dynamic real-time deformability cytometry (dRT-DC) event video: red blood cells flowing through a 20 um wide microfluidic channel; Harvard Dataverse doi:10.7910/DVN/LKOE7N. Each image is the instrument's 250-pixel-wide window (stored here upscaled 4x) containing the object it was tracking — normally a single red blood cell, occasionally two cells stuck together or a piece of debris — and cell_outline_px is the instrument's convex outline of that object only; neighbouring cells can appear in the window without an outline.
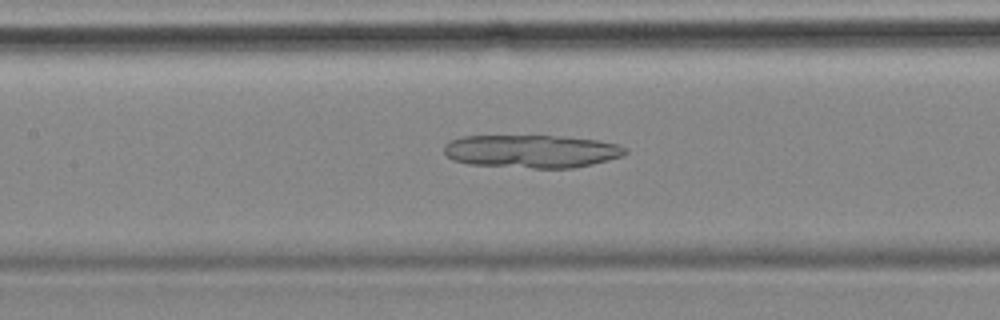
{"species": "common noctule bat (a hibernating species)", "species_latin": "Nyctalus noctula", "temperature_condition": "cold", "stored_images_in_passage": 55, "camera_frame_rate_fps": 3000, "um_per_image_px": 0.085, "animal": {"sex": "female", "body_mass_g": 18.4}, "frame": {"image": 1, "passage_image": 24, "time_ms": 7.667, "image_size_px": [1000, 320], "cell_outline_px": [[628, 152], [624, 156], [592, 164], [572, 168], [532, 168], [468, 164], [452, 160], [444, 152], [444, 144], [460, 136], [564, 136], [596, 140], [620, 144], [628, 148]], "centroid_in_image_um": [45.22, 12.86], "position_along_channel_um": 162.2, "area_um2": 35.14}}
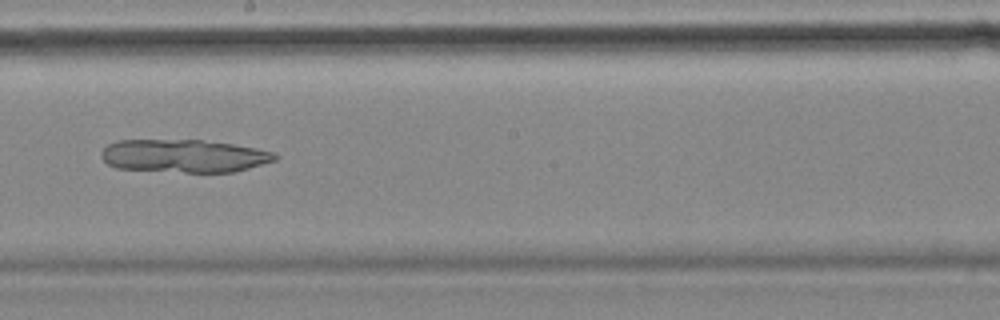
{"frame": {"image": 2, "passage_image": 30, "time_ms": 9.667, "image_size_px": [1000, 320], "cell_outline_px": [[280, 156], [276, 160], [236, 172], [184, 172], [116, 168], [108, 164], [100, 156], [100, 152], [108, 144], [116, 140], [200, 140], [232, 144], [256, 148], [276, 152]], "centroid_in_image_um": [15.66, 13.25], "position_along_channel_um": 232.5, "area_um2": 33.52}}
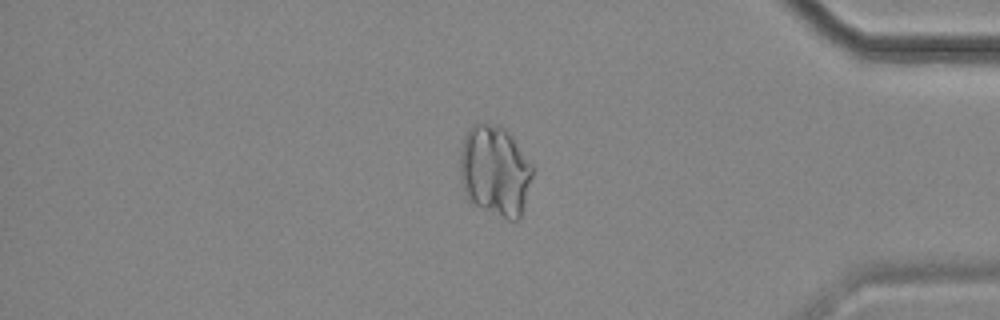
{"frame": {"image": 3, "passage_image": 46, "time_ms": 15.0, "image_size_px": [1000, 320], "cell_outline_px": [[536, 168], [520, 216], [516, 220], [508, 220], [468, 200], [460, 180], [460, 152], [464, 136], [468, 128], [472, 124], [484, 120], [500, 124], [512, 136]], "centroid_in_image_um": [42.08, 14.44], "position_along_channel_um": 393.1, "area_um2": 38.96}}